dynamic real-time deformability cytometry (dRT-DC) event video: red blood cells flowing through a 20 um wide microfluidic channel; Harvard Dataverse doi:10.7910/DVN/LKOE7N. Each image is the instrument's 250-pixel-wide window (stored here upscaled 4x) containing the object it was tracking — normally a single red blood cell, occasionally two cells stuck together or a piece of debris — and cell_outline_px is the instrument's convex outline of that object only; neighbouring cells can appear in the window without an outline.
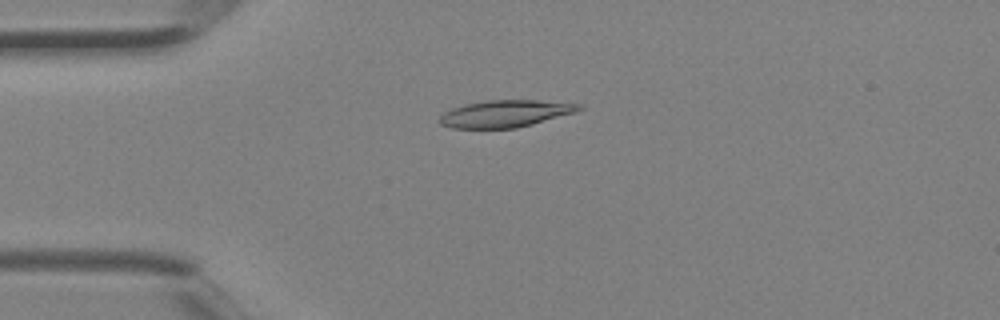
{"species": "Egyptian fruit bat (a non-hibernating species)", "species_latin": "Rousettus aegyptiacus", "temperature_condition": "room temperature", "stored_images_in_passage": 3, "camera_frame_rate_fps": 3000, "um_per_image_px": 0.085, "animal": {"sex": "female"}, "frame": {"image": 1, "passage_image": 2, "time_ms": 0.333, "image_size_px": [1000, 320], "cell_outline_px": [[584, 108], [576, 112], [532, 124], [516, 128], [452, 128], [440, 124], [436, 120], [444, 112], [452, 108], [464, 104], [488, 100], [536, 100], [584, 104]], "centroid_in_image_um": [42.94, 9.65], "position_along_channel_um": 42.1, "area_um2": 22.08}}